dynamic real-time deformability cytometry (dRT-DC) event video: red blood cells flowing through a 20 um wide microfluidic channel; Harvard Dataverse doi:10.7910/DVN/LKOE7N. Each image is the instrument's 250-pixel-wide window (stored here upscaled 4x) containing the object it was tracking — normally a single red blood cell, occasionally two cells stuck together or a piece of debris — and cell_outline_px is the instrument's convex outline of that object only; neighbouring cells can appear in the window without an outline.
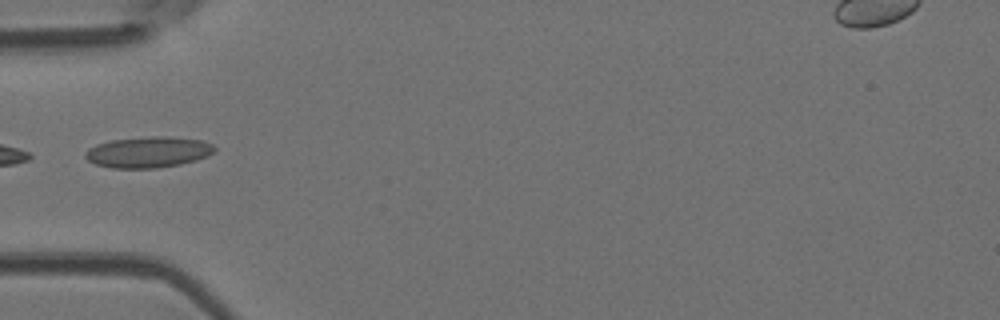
{"species": "Egyptian fruit bat (a non-hibernating species)", "species_latin": "Rousettus aegyptiacus", "temperature_condition": "room temperature", "stored_images_in_passage": 5, "camera_frame_rate_fps": 3000, "um_per_image_px": 0.085, "animal": {"sex": "female"}, "frame": {"image": 1, "passage_image": 4, "time_ms": 1.0, "image_size_px": [1000, 320], "cell_outline_px": [[216, 152], [208, 156], [196, 160], [180, 164], [156, 168], [112, 168], [96, 164], [88, 160], [84, 156], [84, 152], [88, 148], [96, 144], [112, 140], [152, 136], [164, 136], [200, 140], [212, 144], [216, 148]], "centroid_in_image_um": [12.6, 12.93], "position_along_channel_um": 72.4, "area_um2": 23.35}}
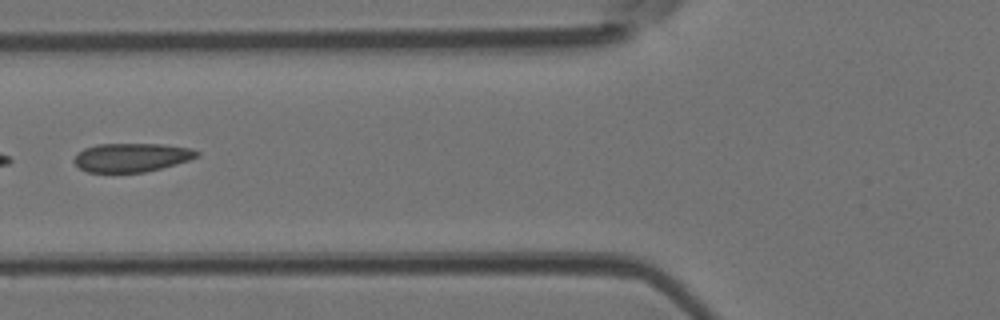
{"frame": {"image": 2, "passage_image": 5, "time_ms": 1.333, "image_size_px": [1000, 320], "cell_outline_px": [[200, 156], [176, 164], [144, 172], [88, 172], [80, 168], [72, 160], [76, 152], [84, 148], [96, 144], [160, 144], [192, 148], [200, 152]], "centroid_in_image_um": [11.16, 13.37], "position_along_channel_um": 114.6, "area_um2": 20.63}}